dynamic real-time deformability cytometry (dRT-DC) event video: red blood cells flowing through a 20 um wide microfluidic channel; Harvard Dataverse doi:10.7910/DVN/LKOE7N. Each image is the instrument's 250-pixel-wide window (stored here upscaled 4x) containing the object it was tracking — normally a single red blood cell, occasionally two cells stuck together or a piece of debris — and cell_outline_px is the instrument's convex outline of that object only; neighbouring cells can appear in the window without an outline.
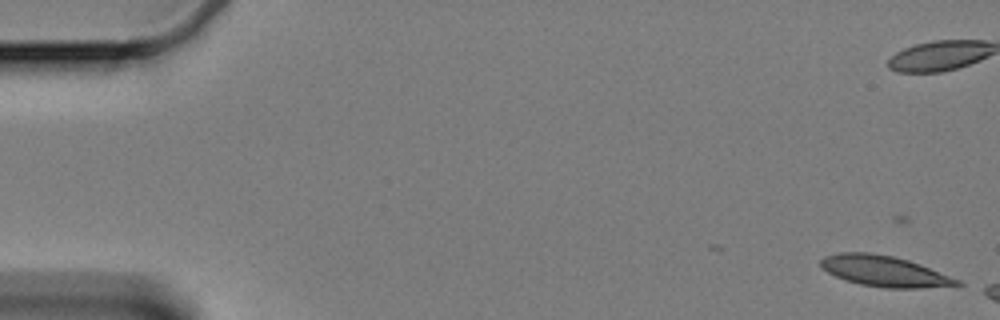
{"species": "Egyptian fruit bat (a non-hibernating species)", "species_latin": "Rousettus aegyptiacus", "temperature_condition": "cold", "stored_images_in_passage": 10, "camera_frame_rate_fps": 3000, "um_per_image_px": 0.085, "animal": {"sex": "female"}, "frame": {"image": 1, "passage_image": 1, "time_ms": 0.0, "image_size_px": [1000, 320], "cell_outline_px": [[964, 284], [920, 288], [884, 288], [860, 284], [844, 280], [820, 268], [820, 260], [824, 256], [836, 252], [868, 252], [892, 256], [908, 260], [920, 264], [960, 280]], "centroid_in_image_um": [75.11, 23.04], "position_along_channel_um": 9.9, "area_um2": 24.45}}